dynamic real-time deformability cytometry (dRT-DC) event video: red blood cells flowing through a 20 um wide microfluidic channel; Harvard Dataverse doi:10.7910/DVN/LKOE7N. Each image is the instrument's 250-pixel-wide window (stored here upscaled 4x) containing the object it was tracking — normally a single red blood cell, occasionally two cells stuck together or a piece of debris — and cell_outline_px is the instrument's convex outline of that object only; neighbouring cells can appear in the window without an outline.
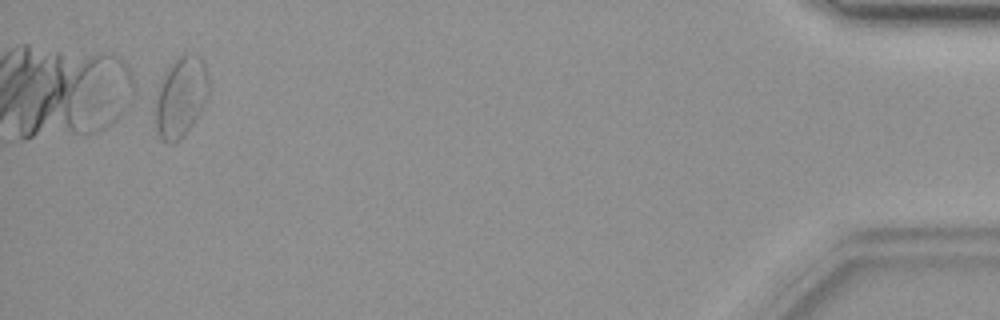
{"species": "common noctule bat (a hibernating species)", "species_latin": "Nyctalus noctula", "temperature_condition": "warm", "stored_images_in_passage": 29, "camera_frame_rate_fps": 3000, "um_per_image_px": 0.085, "animal": {"sex": "female", "body_mass_g": 19.9}, "frame": {"image": 1, "passage_image": 29, "time_ms": 9.333, "image_size_px": [1000, 320], "cell_outline_px": [[208, 100], [192, 124], [180, 140], [176, 144], [168, 144], [160, 136], [156, 128], [148, 96], [168, 64], [180, 56], [188, 52], [200, 56], [204, 60], [208, 76]], "centroid_in_image_um": [15.24, 8.21], "position_along_channel_um": 420.0, "area_um2": 26.99}}